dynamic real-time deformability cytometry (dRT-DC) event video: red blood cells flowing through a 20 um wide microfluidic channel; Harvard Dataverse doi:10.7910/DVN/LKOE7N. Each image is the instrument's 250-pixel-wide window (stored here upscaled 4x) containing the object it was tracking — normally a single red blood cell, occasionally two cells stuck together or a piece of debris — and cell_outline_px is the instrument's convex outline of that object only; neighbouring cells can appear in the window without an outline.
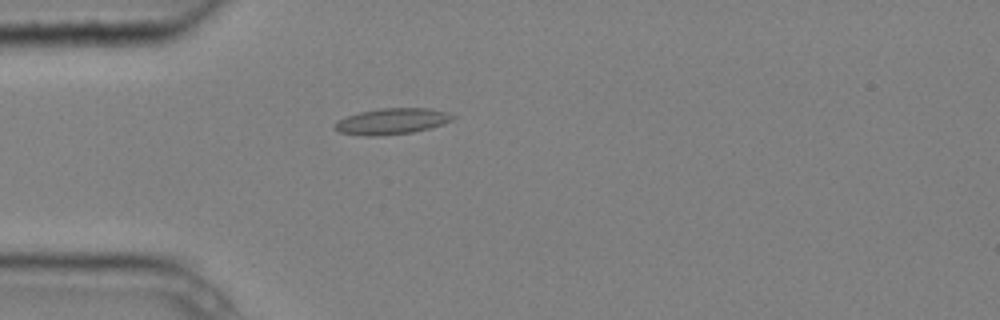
{"species": "common noctule bat (a hibernating species)", "species_latin": "Nyctalus noctula", "temperature_condition": "cold", "stored_images_in_passage": 5, "camera_frame_rate_fps": 3000, "um_per_image_px": 0.085, "animal": {"sex": "male", "body_mass_g": 20.4}, "frame": {"image": 1, "passage_image": 5, "time_ms": 1.333, "image_size_px": [1000, 320], "cell_outline_px": [[456, 116], [452, 120], [444, 124], [412, 132], [376, 136], [368, 136], [340, 132], [332, 128], [332, 124], [348, 116], [360, 112], [380, 108], [432, 108], [448, 112]], "centroid_in_image_um": [33.33, 10.3], "position_along_channel_um": 51.7, "area_um2": 17.86}}